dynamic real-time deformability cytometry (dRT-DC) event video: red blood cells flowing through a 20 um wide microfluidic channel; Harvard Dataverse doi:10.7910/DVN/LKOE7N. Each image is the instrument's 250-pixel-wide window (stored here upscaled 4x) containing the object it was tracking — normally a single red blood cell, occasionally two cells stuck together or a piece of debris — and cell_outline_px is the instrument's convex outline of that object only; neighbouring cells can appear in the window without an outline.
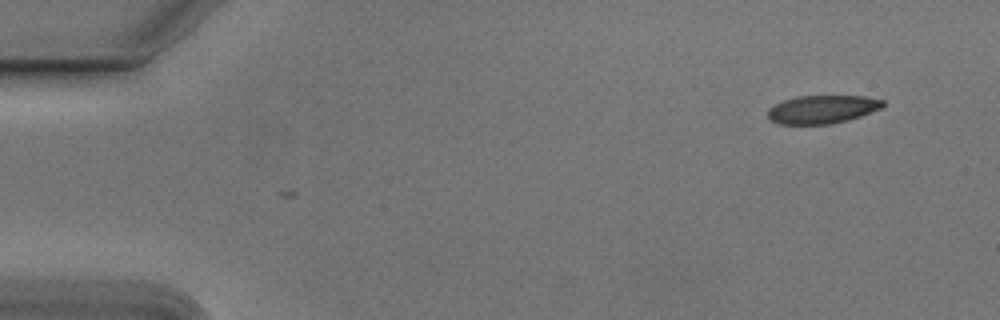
{"species": "Egyptian fruit bat (a non-hibernating species)", "species_latin": "Rousettus aegyptiacus", "temperature_condition": "cold", "stored_images_in_passage": 15, "camera_frame_rate_fps": 3000, "um_per_image_px": 0.085, "animal": {"sex": "male"}, "frame": {"image": 1, "passage_image": 1, "time_ms": 0.0, "image_size_px": [1000, 320], "cell_outline_px": [[884, 104], [880, 108], [860, 116], [848, 120], [828, 124], [780, 124], [772, 120], [768, 116], [768, 108], [784, 100], [796, 96], [864, 96], [884, 100]], "centroid_in_image_um": [69.88, 9.29], "position_along_channel_um": 15.1, "area_um2": 18.73}}
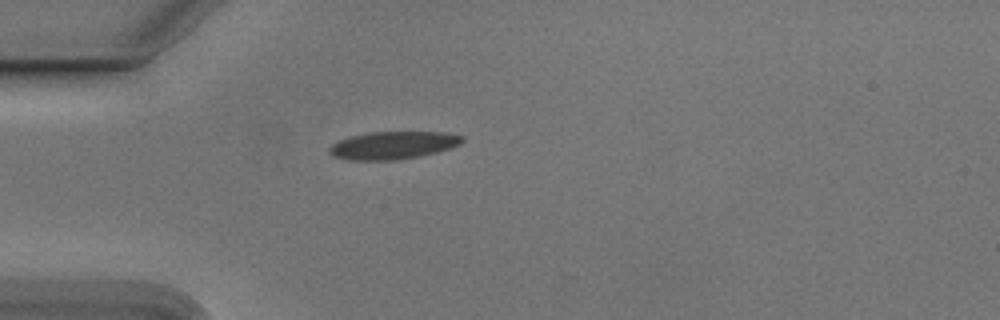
{"frame": {"image": 2, "passage_image": 12, "time_ms": 3.667, "image_size_px": [1000, 320], "cell_outline_px": [[464, 140], [460, 144], [452, 148], [420, 156], [396, 160], [352, 160], [332, 156], [328, 152], [328, 148], [332, 144], [340, 140], [352, 136], [368, 132], [444, 132], [464, 136]], "centroid_in_image_um": [33.42, 12.35], "position_along_channel_um": 51.6, "area_um2": 21.5}}